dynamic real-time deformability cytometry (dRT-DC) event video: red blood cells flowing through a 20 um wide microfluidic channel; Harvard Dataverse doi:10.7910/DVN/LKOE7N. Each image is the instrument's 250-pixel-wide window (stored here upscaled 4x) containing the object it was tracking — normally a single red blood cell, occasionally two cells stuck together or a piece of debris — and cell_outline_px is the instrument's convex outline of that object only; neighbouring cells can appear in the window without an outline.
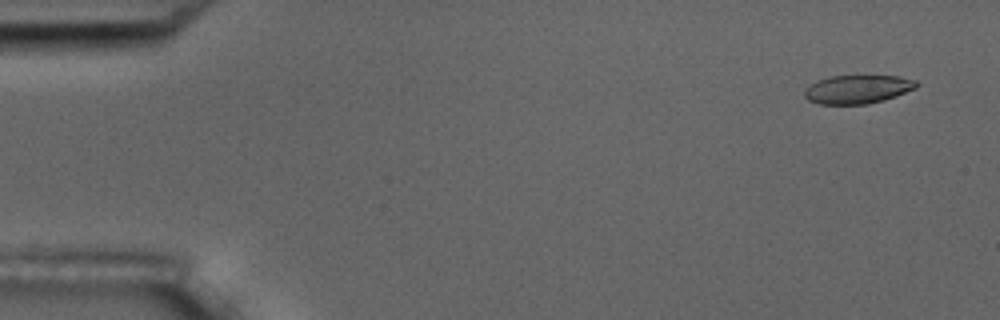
{"species": "common noctule bat (a hibernating species)", "species_latin": "Nyctalus noctula", "temperature_condition": "room temperature", "stored_images_in_passage": 8, "camera_frame_rate_fps": 3000, "um_per_image_px": 0.085, "animal": {"sex": "male", "body_mass_g": 17.5, "forearm_length_mm": 52.3}, "frame": {"image": 1, "passage_image": 2, "time_ms": 1.0, "image_size_px": [1000, 320], "cell_outline_px": [[920, 84], [916, 88], [896, 96], [884, 100], [868, 104], [820, 104], [808, 100], [804, 96], [804, 88], [816, 80], [828, 76], [900, 76], [916, 80]], "centroid_in_image_um": [72.89, 7.58], "position_along_channel_um": 12.1, "area_um2": 18.84}}
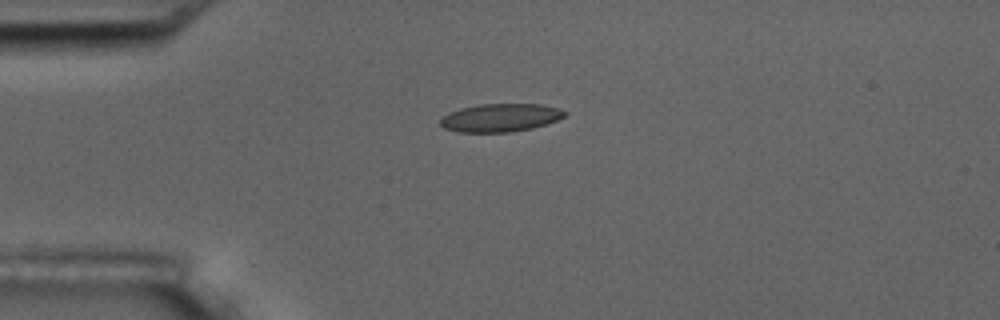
{"frame": {"image": 2, "passage_image": 5, "time_ms": 4.667, "image_size_px": [1000, 320], "cell_outline_px": [[568, 112], [564, 116], [556, 120], [532, 128], [512, 132], [460, 132], [444, 128], [440, 124], [440, 120], [444, 116], [460, 108], [480, 104], [540, 104], [560, 108]], "centroid_in_image_um": [42.55, 10.0], "position_along_channel_um": 42.4, "area_um2": 20.23}}